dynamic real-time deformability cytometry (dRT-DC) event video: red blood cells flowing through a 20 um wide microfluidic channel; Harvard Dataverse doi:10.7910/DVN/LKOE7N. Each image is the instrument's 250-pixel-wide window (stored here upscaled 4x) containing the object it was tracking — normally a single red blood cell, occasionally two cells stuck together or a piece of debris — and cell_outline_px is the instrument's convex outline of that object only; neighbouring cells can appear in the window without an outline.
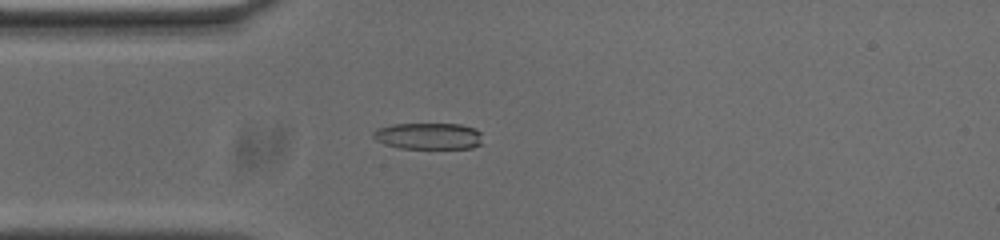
{"species": "common noctule bat (a hibernating species)", "species_latin": "Nyctalus noctula", "temperature_condition": "cold", "stored_images_in_passage": 47, "camera_frame_rate_fps": 3000, "um_per_image_px": 0.085, "animal": {"sex": "male", "body_mass_g": 20.0, "forearm_length_mm": 53.3}, "frame": {"image": 1, "passage_image": 7, "time_ms": 2.0, "image_size_px": [1000, 240], "cell_outline_px": [[480, 144], [472, 148], [400, 148], [384, 144], [376, 140], [372, 136], [372, 132], [376, 128], [392, 124], [460, 124], [476, 128], [480, 132]], "centroid_in_image_um": [36.38, 11.56], "position_along_channel_um": 48.6, "area_um2": 16.94}}
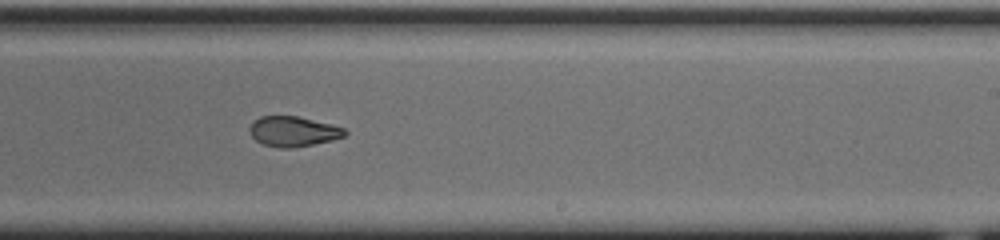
{"frame": {"image": 2, "passage_image": 25, "time_ms": 8.0, "image_size_px": [1000, 240], "cell_outline_px": [[348, 132], [344, 136], [332, 140], [292, 148], [280, 148], [264, 144], [256, 140], [252, 136], [248, 128], [260, 116], [296, 116], [332, 124], [344, 128]], "centroid_in_image_um": [24.93, 11.17], "position_along_channel_um": 264.1, "area_um2": 16.53}}
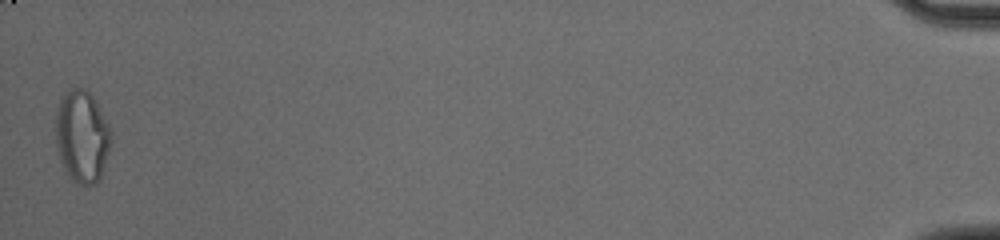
{"frame": {"image": 3, "passage_image": 47, "time_ms": 15.333, "image_size_px": [1000, 240], "cell_outline_px": [[112, 140], [100, 180], [92, 184], [80, 184], [72, 180], [68, 176], [60, 160], [56, 148], [56, 112], [60, 96], [72, 88], [84, 88], [96, 100], [112, 132]], "centroid_in_image_um": [6.97, 11.59], "position_along_channel_um": 428.2, "area_um2": 30.0}, "authors_computed_cell_mechanics": {"area_um2": 17.6868, "velocity_mm_per_s": 3.6963, "shape_relaxation_time_tau1_ms": null, "shape_relaxation_time_tau2_ms": 2.6743, "deformation_change_tau1": null, "deformation_change_tau2": 0.0777}}